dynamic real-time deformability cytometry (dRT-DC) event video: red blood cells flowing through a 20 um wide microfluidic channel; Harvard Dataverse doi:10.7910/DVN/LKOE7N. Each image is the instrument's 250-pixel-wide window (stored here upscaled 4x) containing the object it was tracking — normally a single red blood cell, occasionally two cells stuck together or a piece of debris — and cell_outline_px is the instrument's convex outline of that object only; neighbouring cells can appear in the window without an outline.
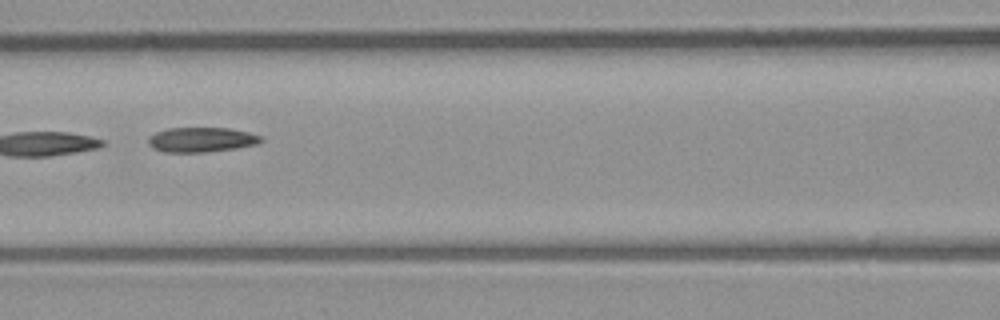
{"species": "common noctule bat (a hibernating species)", "species_latin": "Nyctalus noctula", "temperature_condition": "room temperature", "stored_images_in_passage": 10, "camera_frame_rate_fps": 3000, "um_per_image_px": 0.085, "animal": {"sex": "male", "body_mass_g": 23.1, "forearm_length_mm": 52.7}, "frame": {"image": 1, "passage_image": 7, "time_ms": 7.0, "image_size_px": [1000, 320], "cell_outline_px": [[264, 140], [256, 144], [236, 148], [204, 152], [164, 152], [152, 148], [148, 144], [148, 136], [156, 132], [168, 128], [228, 128], [248, 132], [264, 136]], "centroid_in_image_um": [17.11, 11.87], "position_along_channel_um": 149.5, "area_um2": 16.36}}
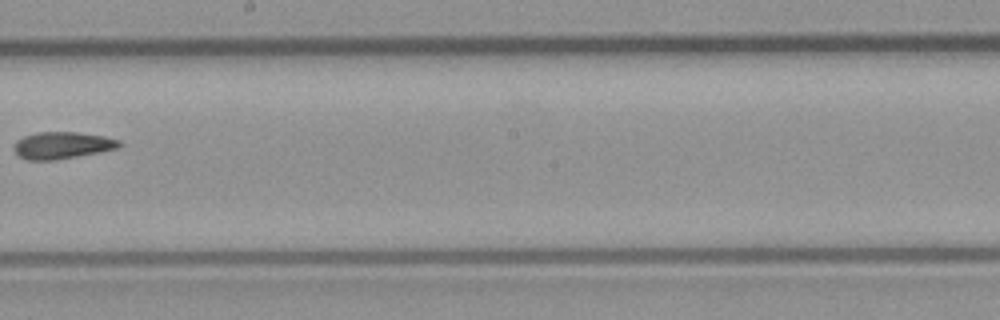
{"frame": {"image": 2, "passage_image": 9, "time_ms": 9.333, "image_size_px": [1000, 320], "cell_outline_px": [[124, 144], [120, 148], [100, 152], [56, 160], [28, 160], [20, 156], [16, 152], [16, 140], [24, 136], [36, 132], [76, 132], [104, 136], [120, 140]], "centroid_in_image_um": [5.36, 12.35], "position_along_channel_um": 242.8, "area_um2": 16.53}}
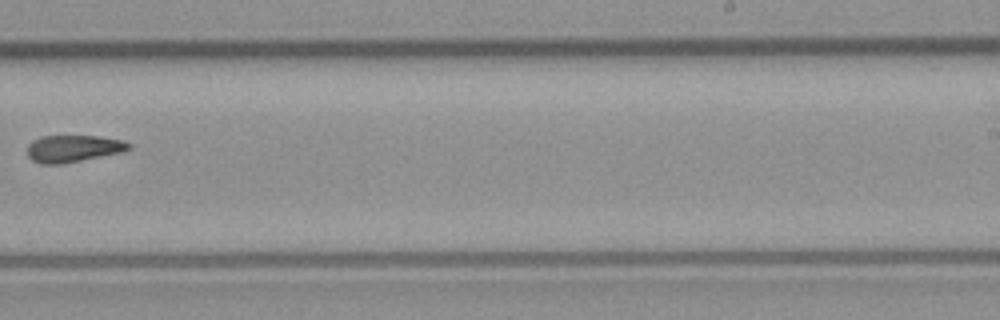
{"frame": {"image": 3, "passage_image": 10, "time_ms": 10.333, "image_size_px": [1000, 320], "cell_outline_px": [[132, 148], [120, 152], [60, 164], [40, 164], [32, 160], [28, 156], [28, 144], [32, 140], [40, 136], [100, 136], [120, 140], [132, 144]], "centroid_in_image_um": [6.19, 12.62], "position_along_channel_um": 282.8, "area_um2": 15.84}}